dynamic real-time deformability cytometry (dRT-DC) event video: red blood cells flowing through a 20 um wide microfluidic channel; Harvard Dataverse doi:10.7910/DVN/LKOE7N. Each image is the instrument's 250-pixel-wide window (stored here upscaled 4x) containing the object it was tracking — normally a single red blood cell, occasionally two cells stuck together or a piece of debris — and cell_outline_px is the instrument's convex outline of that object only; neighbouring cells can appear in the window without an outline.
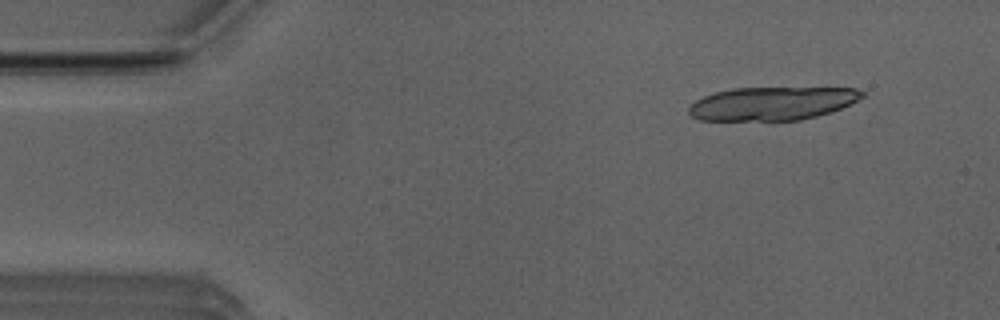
{"species": "Egyptian fruit bat (a non-hibernating species)", "species_latin": "Rousettus aegyptiacus", "temperature_condition": "room temperature", "stored_images_in_passage": 6, "camera_frame_rate_fps": 3000, "um_per_image_px": 0.085, "animal": {"sex": "male"}, "frame": {"image": 1, "passage_image": 5, "time_ms": 1.333, "image_size_px": [1000, 320], "cell_outline_px": [[864, 96], [832, 112], [800, 120], [700, 120], [692, 116], [688, 112], [688, 108], [696, 100], [704, 96], [716, 92], [732, 88], [856, 88], [864, 92]], "centroid_in_image_um": [65.62, 8.79], "position_along_channel_um": 19.4, "area_um2": 33.41}}